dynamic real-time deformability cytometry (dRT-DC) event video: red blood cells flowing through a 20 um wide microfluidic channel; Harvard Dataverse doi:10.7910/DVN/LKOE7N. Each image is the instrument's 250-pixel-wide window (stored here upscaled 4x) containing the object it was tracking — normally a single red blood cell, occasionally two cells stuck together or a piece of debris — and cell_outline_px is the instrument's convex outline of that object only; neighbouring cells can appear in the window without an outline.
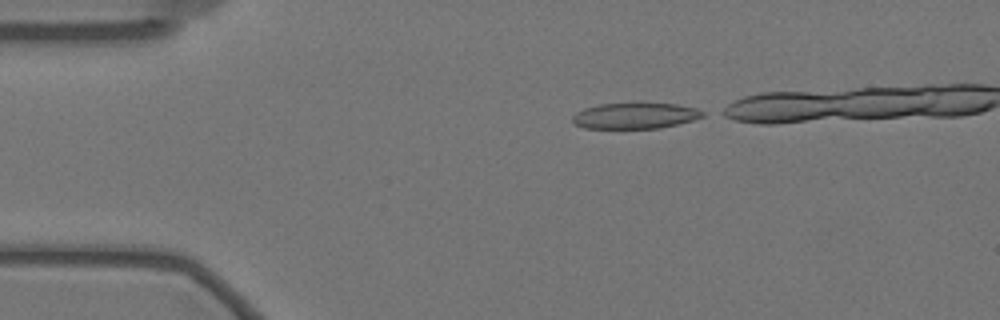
{"species": "Egyptian fruit bat (a non-hibernating species)", "species_latin": "Rousettus aegyptiacus", "temperature_condition": "warm", "stored_images_in_passage": 15, "camera_frame_rate_fps": 3000, "um_per_image_px": 0.085, "animal": {"sex": "female"}, "frame": {"image": 1, "passage_image": 1, "time_ms": 0.0, "image_size_px": [1000, 320], "cell_outline_px": [[708, 116], [660, 128], [584, 128], [576, 124], [572, 120], [572, 116], [576, 112], [584, 108], [600, 104], [680, 104], [696, 108], [708, 112]], "centroid_in_image_um": [54.04, 9.84], "position_along_channel_um": 31.0, "area_um2": 19.59}}
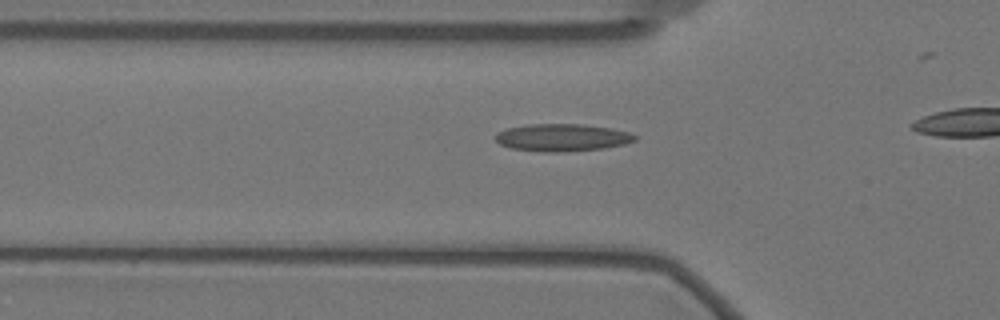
{"frame": {"image": 2, "passage_image": 9, "time_ms": 2.667, "image_size_px": [1000, 320], "cell_outline_px": [[636, 140], [624, 144], [604, 148], [564, 152], [544, 152], [512, 148], [500, 144], [492, 136], [496, 132], [508, 128], [528, 124], [584, 124], [612, 128], [628, 132], [636, 136]], "centroid_in_image_um": [47.76, 11.69], "position_along_channel_um": 78.0, "area_um2": 22.37}}
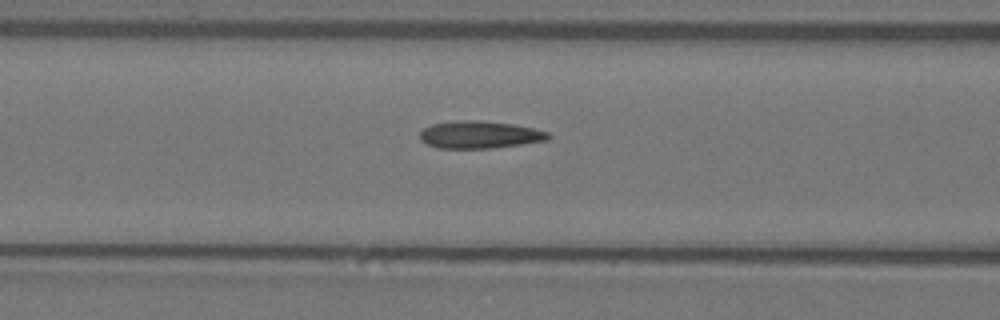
{"frame": {"image": 3, "passage_image": 13, "time_ms": 4.0, "image_size_px": [1000, 320], "cell_outline_px": [[552, 136], [548, 140], [492, 148], [436, 148], [420, 140], [420, 132], [424, 128], [432, 124], [464, 120], [476, 120], [512, 124], [532, 128], [548, 132]], "centroid_in_image_um": [40.76, 11.45], "position_along_channel_um": 125.8, "area_um2": 20.29}}